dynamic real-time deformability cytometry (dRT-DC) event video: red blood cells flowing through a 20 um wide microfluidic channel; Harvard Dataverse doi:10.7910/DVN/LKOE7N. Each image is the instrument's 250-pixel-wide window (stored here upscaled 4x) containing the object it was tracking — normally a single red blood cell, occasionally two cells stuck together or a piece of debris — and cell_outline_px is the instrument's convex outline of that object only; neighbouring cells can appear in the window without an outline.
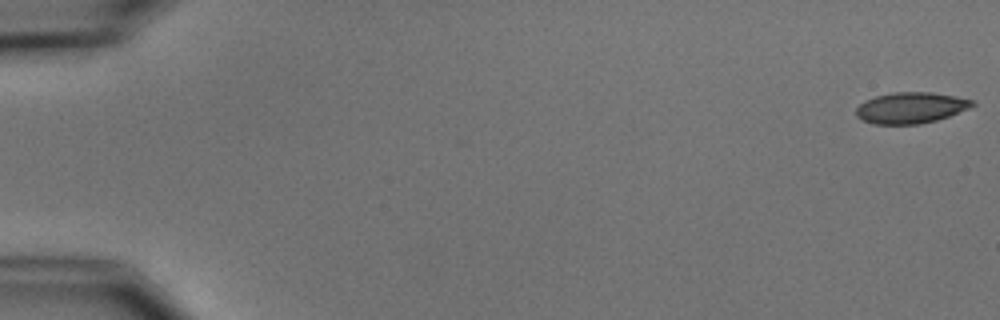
{"species": "common noctule bat (a hibernating species)", "species_latin": "Nyctalus noctula", "temperature_condition": "cold", "stored_images_in_passage": 6, "camera_frame_rate_fps": 3000, "um_per_image_px": 0.085, "animal": {"sex": "male", "body_mass_g": 15.6}, "frame": {"image": 1, "passage_image": 1, "time_ms": 0.0, "image_size_px": [1000, 320], "cell_outline_px": [[976, 104], [968, 108], [948, 116], [936, 120], [920, 124], [872, 124], [856, 116], [856, 108], [864, 100], [876, 96], [892, 92], [932, 92], [972, 100]], "centroid_in_image_um": [77.37, 9.16], "position_along_channel_um": 7.6, "area_um2": 20.87}}
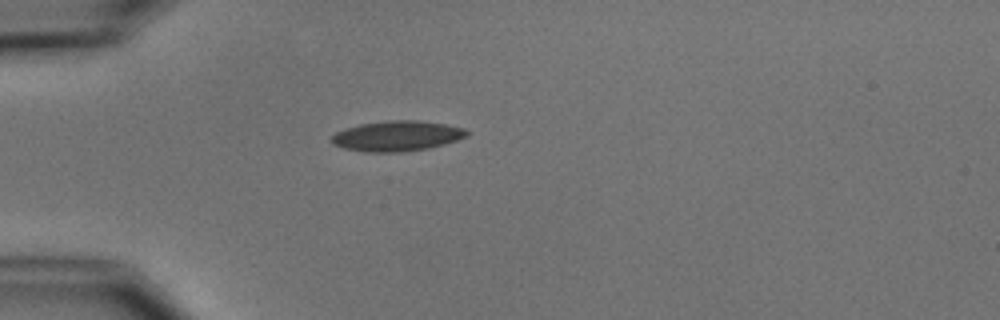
{"frame": {"image": 2, "passage_image": 5, "time_ms": 5.0, "image_size_px": [1000, 320], "cell_outline_px": [[468, 136], [444, 144], [428, 148], [400, 152], [364, 152], [344, 148], [332, 144], [332, 136], [336, 132], [360, 124], [388, 120], [416, 120], [444, 124], [464, 128], [468, 132]], "centroid_in_image_um": [33.74, 11.56], "position_along_channel_um": 51.3, "area_um2": 23.7}}